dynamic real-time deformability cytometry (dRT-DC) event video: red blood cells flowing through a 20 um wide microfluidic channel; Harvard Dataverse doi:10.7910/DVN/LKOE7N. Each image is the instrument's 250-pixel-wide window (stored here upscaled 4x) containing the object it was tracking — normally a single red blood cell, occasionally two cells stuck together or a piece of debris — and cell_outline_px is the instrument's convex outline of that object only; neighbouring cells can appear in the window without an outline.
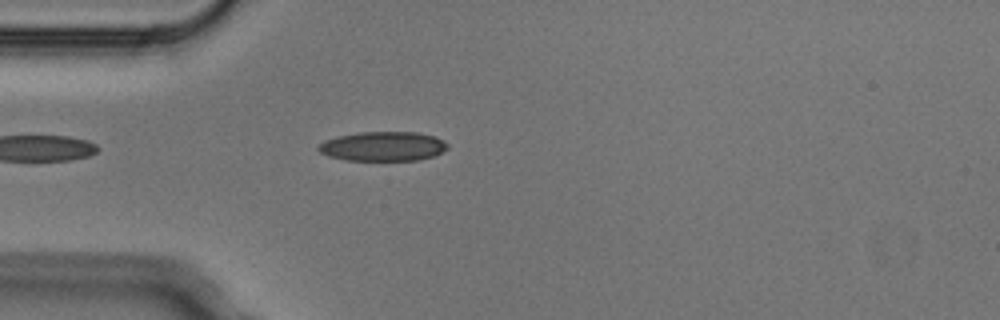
{"species": "Egyptian fruit bat (a non-hibernating species)", "species_latin": "Rousettus aegyptiacus", "temperature_condition": "cold", "stored_images_in_passage": 3, "camera_frame_rate_fps": 3000, "um_per_image_px": 0.085, "animal": {"sex": "male"}, "frame": {"image": 1, "passage_image": 3, "time_ms": 0.667, "image_size_px": [1000, 320], "cell_outline_px": [[448, 148], [432, 156], [416, 160], [344, 160], [328, 156], [320, 152], [316, 148], [324, 140], [340, 136], [360, 132], [416, 132], [436, 136], [444, 140], [448, 144]], "centroid_in_image_um": [32.55, 12.43], "position_along_channel_um": 52.4, "area_um2": 22.08}}